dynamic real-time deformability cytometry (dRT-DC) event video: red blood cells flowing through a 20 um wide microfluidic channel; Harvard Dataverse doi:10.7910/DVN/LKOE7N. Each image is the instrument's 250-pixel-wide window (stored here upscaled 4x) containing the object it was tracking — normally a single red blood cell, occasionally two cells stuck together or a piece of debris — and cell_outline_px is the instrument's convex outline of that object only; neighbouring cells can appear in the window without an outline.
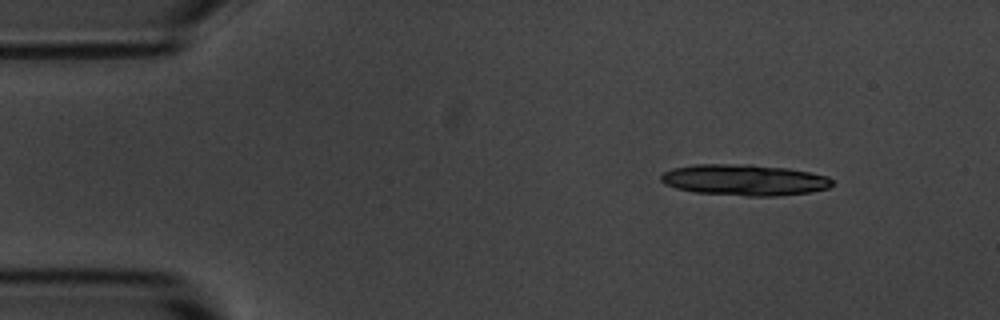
{"species": "common noctule bat (a hibernating species)", "species_latin": "Nyctalus noctula", "temperature_condition": "room temperature", "stored_images_in_passage": 10, "camera_frame_rate_fps": 3000, "um_per_image_px": 0.085, "animal": {"sex": "male", "body_mass_g": 20.1, "forearm_length_mm": 53.5}, "frame": {"image": 1, "passage_image": 1, "time_ms": 0.0, "image_size_px": [1000, 320], "cell_outline_px": [[832, 184], [828, 188], [812, 192], [776, 196], [748, 196], [696, 192], [676, 188], [664, 184], [660, 180], [660, 176], [664, 172], [672, 168], [696, 164], [752, 164], [788, 168], [828, 176], [832, 180]], "centroid_in_image_um": [63.27, 15.29], "position_along_channel_um": 21.7, "area_um2": 31.15}}
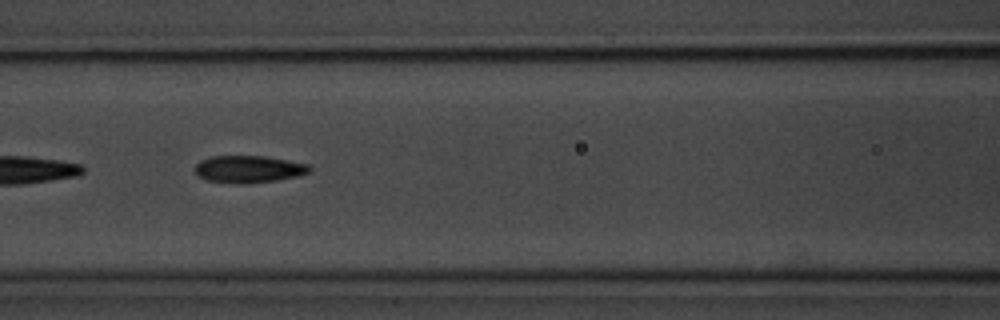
{"frame": {"image": 2, "passage_image": 6, "time_ms": 5.667, "image_size_px": [1000, 320], "cell_outline_px": [[312, 168], [308, 172], [296, 176], [276, 180], [248, 184], [236, 184], [208, 180], [196, 176], [196, 164], [200, 160], [212, 156], [264, 156], [308, 164]], "centroid_in_image_um": [21.1, 14.38], "position_along_channel_um": 145.5, "area_um2": 18.09}}